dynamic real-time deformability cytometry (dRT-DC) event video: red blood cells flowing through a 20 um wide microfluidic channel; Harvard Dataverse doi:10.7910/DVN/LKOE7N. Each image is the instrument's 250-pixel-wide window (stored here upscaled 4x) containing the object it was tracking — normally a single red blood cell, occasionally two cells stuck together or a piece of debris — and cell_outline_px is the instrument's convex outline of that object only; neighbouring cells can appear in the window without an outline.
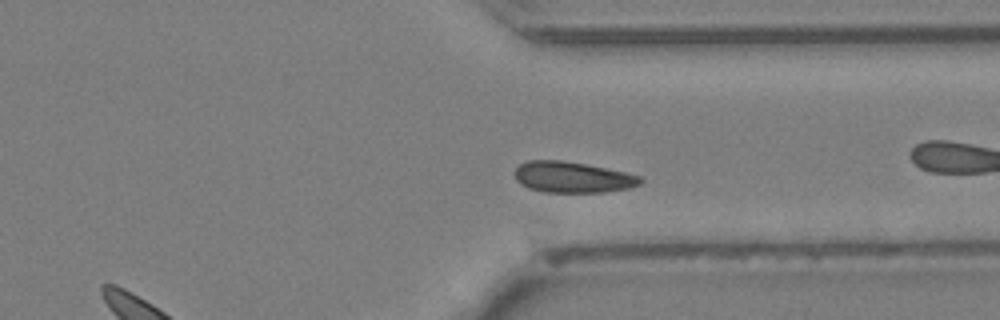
{"species": "Egyptian fruit bat (a non-hibernating species)", "species_latin": "Rousettus aegyptiacus", "temperature_condition": "cold", "stored_images_in_passage": 42, "camera_frame_rate_fps": 3000, "um_per_image_px": 0.085, "animal": {"sex": "female"}, "frame": {"image": 1, "passage_image": 30, "time_ms": 9.667, "image_size_px": [1000, 320], "cell_outline_px": [[644, 180], [640, 184], [632, 188], [604, 192], [544, 192], [528, 188], [520, 184], [516, 180], [516, 168], [520, 164], [528, 160], [560, 160], [584, 164], [624, 172], [640, 176]], "centroid_in_image_um": [48.67, 15.07], "position_along_channel_um": 362.7, "area_um2": 22.6}}